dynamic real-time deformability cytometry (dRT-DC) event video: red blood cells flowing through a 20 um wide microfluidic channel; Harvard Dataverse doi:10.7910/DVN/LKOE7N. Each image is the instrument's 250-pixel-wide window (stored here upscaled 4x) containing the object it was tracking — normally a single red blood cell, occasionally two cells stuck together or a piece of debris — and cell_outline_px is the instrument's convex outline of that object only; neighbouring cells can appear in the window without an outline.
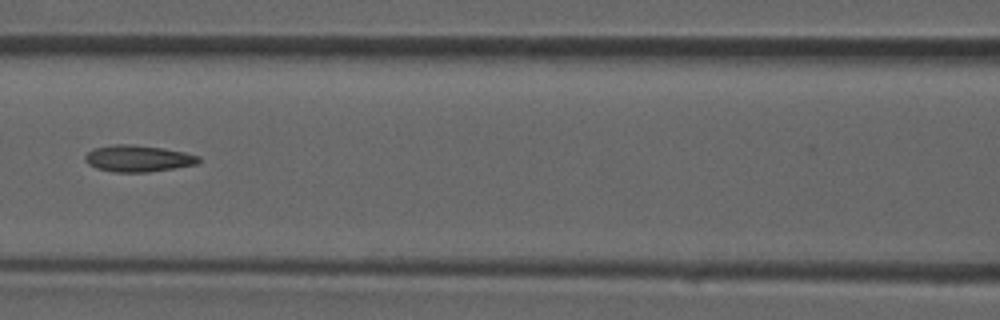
{"species": "common noctule bat (a hibernating species)", "species_latin": "Nyctalus noctula", "temperature_condition": "room temperature", "stored_images_in_passage": 33, "camera_frame_rate_fps": 3000, "um_per_image_px": 0.085, "animal": {"sex": "male", "forearm_length_mm": 52.5}, "frame": {"image": 1, "passage_image": 10, "time_ms": 3.0, "image_size_px": [1000, 320], "cell_outline_px": [[200, 160], [196, 164], [148, 172], [112, 172], [96, 168], [88, 164], [84, 160], [84, 156], [88, 152], [96, 148], [112, 144], [128, 144], [164, 148], [184, 152], [200, 156]], "centroid_in_image_um": [11.71, 13.47], "position_along_channel_um": 154.9, "area_um2": 17.51}}